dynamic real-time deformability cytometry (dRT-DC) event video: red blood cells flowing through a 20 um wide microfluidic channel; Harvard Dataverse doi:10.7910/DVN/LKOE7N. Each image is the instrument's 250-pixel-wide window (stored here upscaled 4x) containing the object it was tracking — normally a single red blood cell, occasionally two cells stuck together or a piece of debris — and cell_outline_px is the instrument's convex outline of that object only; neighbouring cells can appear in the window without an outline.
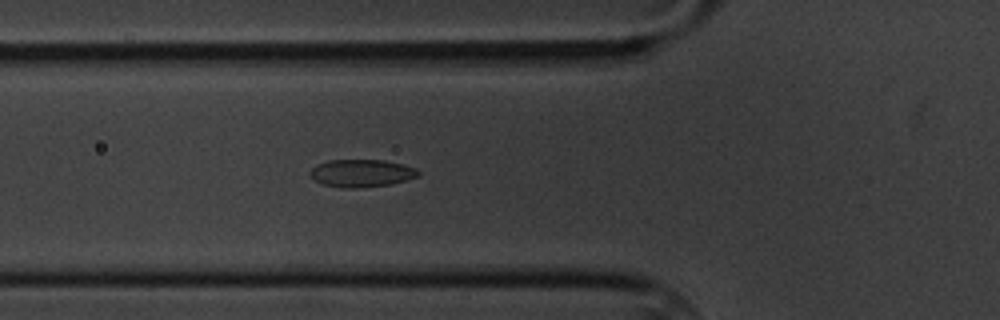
{"species": "common noctule bat (a hibernating species)", "species_latin": "Nyctalus noctula", "temperature_condition": "cold", "stored_images_in_passage": 3, "camera_frame_rate_fps": 3000, "um_per_image_px": 0.085, "animal": {"sex": "male", "body_mass_g": 20.1, "forearm_length_mm": 53.5}, "frame": {"image": 1, "passage_image": 3, "time_ms": 2.333, "image_size_px": [1000, 320], "cell_outline_px": [[420, 176], [392, 184], [356, 188], [344, 188], [320, 184], [308, 172], [316, 164], [328, 160], [384, 160], [416, 168], [420, 172]], "centroid_in_image_um": [30.72, 14.72], "position_along_channel_um": 95.1, "area_um2": 17.46}}